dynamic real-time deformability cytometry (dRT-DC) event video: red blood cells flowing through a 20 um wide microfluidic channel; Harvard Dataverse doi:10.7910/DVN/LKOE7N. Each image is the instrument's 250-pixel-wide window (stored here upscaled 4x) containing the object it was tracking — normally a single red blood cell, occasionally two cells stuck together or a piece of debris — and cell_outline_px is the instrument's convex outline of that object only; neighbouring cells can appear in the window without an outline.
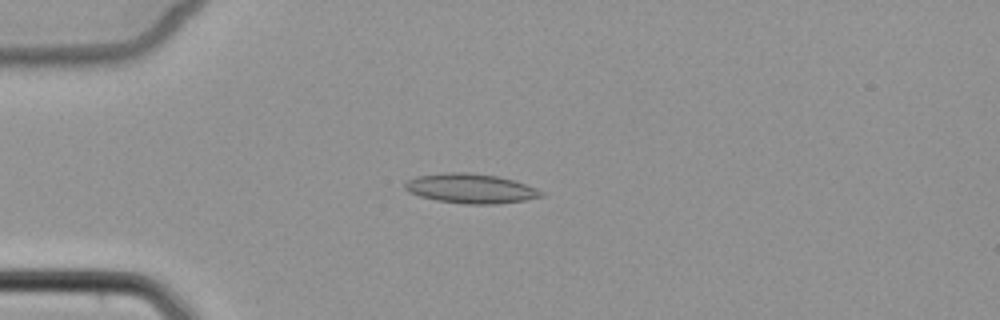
{"species": "common noctule bat (a hibernating species)", "species_latin": "Nyctalus noctula", "temperature_condition": "cold", "stored_images_in_passage": 6, "camera_frame_rate_fps": 3000, "um_per_image_px": 0.085, "animal": {"sex": "female", "body_mass_g": 22.7, "forearm_length_mm": 54.2}, "frame": {"image": 1, "passage_image": 5, "time_ms": 4.667, "image_size_px": [1000, 320], "cell_outline_px": [[544, 196], [524, 200], [496, 204], [468, 204], [436, 200], [420, 196], [408, 192], [404, 188], [404, 184], [408, 180], [416, 176], [444, 172], [468, 172], [496, 176], [512, 180], [536, 188], [544, 192]], "centroid_in_image_um": [39.98, 16.02], "position_along_channel_um": 45.0, "area_um2": 23.41}}